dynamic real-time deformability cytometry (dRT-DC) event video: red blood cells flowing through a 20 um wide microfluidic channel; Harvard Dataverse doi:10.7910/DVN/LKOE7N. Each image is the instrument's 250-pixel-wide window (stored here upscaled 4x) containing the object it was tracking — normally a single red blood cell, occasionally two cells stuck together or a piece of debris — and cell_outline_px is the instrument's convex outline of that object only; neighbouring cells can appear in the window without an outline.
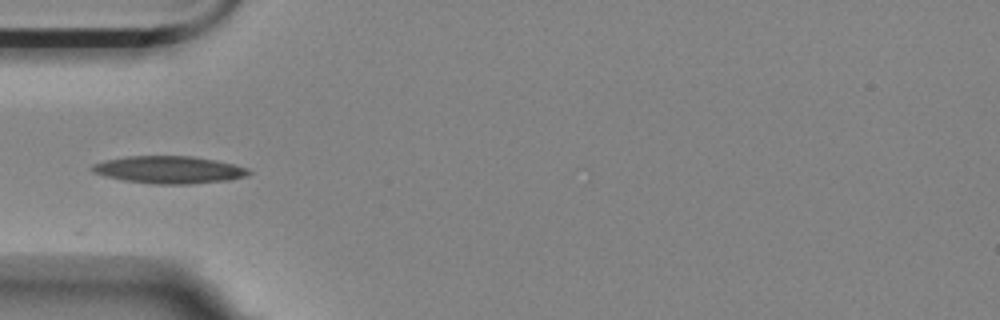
{"species": "Egyptian fruit bat (a non-hibernating species)", "species_latin": "Rousettus aegyptiacus", "temperature_condition": "room temperature", "stored_images_in_passage": 18, "camera_frame_rate_fps": 3000, "um_per_image_px": 0.085, "animal": {"sex": "female"}, "frame": {"image": 1, "passage_image": 1, "time_ms": 0.0, "image_size_px": [1000, 320], "cell_outline_px": [[252, 172], [248, 176], [228, 180], [188, 184], [152, 184], [124, 180], [104, 176], [92, 172], [88, 168], [92, 164], [104, 160], [124, 156], [192, 156], [216, 160], [248, 168]], "centroid_in_image_um": [14.33, 14.42], "position_along_channel_um": 70.7, "area_um2": 25.2}}
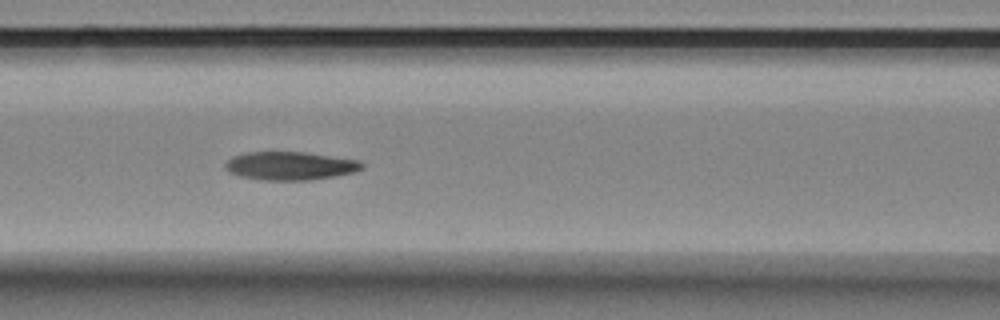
{"frame": {"image": 2, "passage_image": 7, "time_ms": 2.0, "image_size_px": [1000, 320], "cell_outline_px": [[364, 168], [352, 172], [332, 176], [308, 180], [260, 180], [240, 176], [228, 172], [224, 168], [224, 164], [232, 156], [248, 152], [304, 152], [360, 160], [364, 164]], "centroid_in_image_um": [24.63, 14.09], "position_along_channel_um": 142.0, "area_um2": 22.54}}
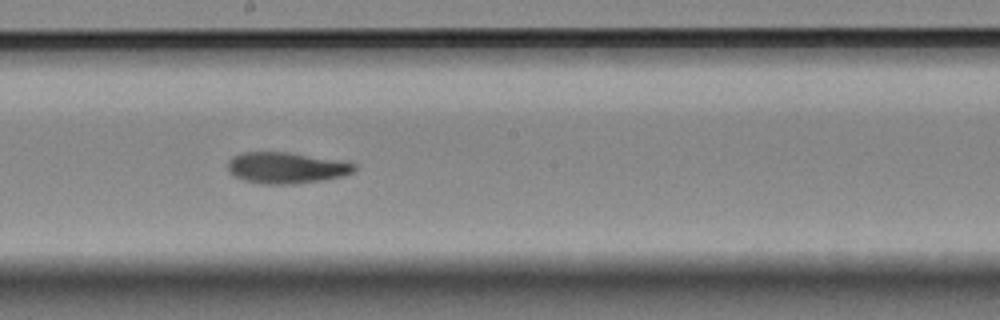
{"frame": {"image": 3, "passage_image": 14, "time_ms": 4.333, "image_size_px": [1000, 320], "cell_outline_px": [[360, 168], [356, 172], [344, 176], [324, 180], [292, 184], [260, 184], [244, 180], [232, 176], [228, 172], [228, 160], [232, 156], [244, 152], [288, 152], [344, 160], [356, 164]], "centroid_in_image_um": [24.4, 14.26], "position_along_channel_um": 223.8, "area_um2": 23.64}}